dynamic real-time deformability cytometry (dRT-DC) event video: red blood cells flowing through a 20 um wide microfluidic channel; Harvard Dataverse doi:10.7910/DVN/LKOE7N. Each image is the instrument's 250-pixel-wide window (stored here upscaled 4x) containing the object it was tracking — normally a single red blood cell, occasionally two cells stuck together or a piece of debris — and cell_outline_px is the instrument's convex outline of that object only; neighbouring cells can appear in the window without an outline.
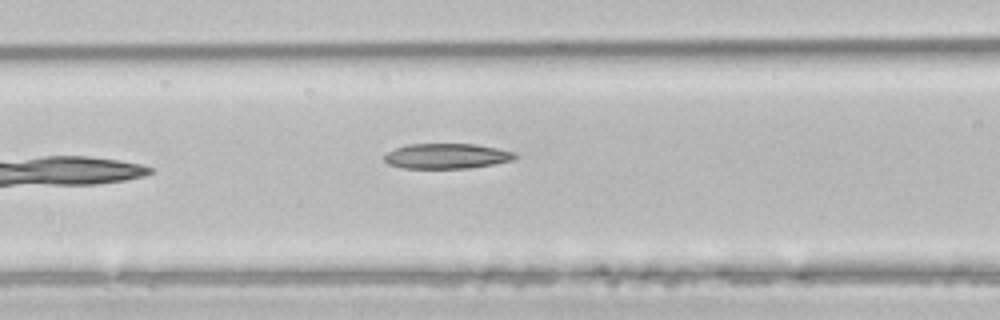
{"species": "common noctule bat (a hibernating species)", "species_latin": "Nyctalus noctula", "temperature_condition": "room temperature", "stored_images_in_passage": 5, "camera_frame_rate_fps": 3000, "um_per_image_px": 0.085, "animal": {"sex": "male", "body_mass_g": 21.5, "forearm_length_mm": 52.0}, "frame": {"image": 1, "passage_image": 5, "time_ms": 1.333, "image_size_px": [1000, 320], "cell_outline_px": [[520, 156], [512, 160], [492, 164], [468, 168], [404, 168], [388, 164], [384, 160], [384, 156], [388, 152], [396, 148], [408, 144], [476, 144], [516, 152]], "centroid_in_image_um": [37.99, 13.26], "position_along_channel_um": 128.6, "area_um2": 19.13}}